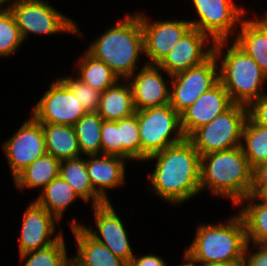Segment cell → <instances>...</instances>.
Wrapping results in <instances>:
<instances>
[{"instance_id":"obj_1","label":"cell","mask_w":267,"mask_h":266,"mask_svg":"<svg viewBox=\"0 0 267 266\" xmlns=\"http://www.w3.org/2000/svg\"><path fill=\"white\" fill-rule=\"evenodd\" d=\"M155 160L150 185L162 200L178 205L200 194V160L195 147L185 139L147 157Z\"/></svg>"},{"instance_id":"obj_2","label":"cell","mask_w":267,"mask_h":266,"mask_svg":"<svg viewBox=\"0 0 267 266\" xmlns=\"http://www.w3.org/2000/svg\"><path fill=\"white\" fill-rule=\"evenodd\" d=\"M253 169L241 146L201 156L200 190L231 199L235 207L250 195Z\"/></svg>"},{"instance_id":"obj_3","label":"cell","mask_w":267,"mask_h":266,"mask_svg":"<svg viewBox=\"0 0 267 266\" xmlns=\"http://www.w3.org/2000/svg\"><path fill=\"white\" fill-rule=\"evenodd\" d=\"M87 51L109 66L119 80L130 78L139 69L137 63L144 54L139 13L125 14L124 19L92 41Z\"/></svg>"},{"instance_id":"obj_4","label":"cell","mask_w":267,"mask_h":266,"mask_svg":"<svg viewBox=\"0 0 267 266\" xmlns=\"http://www.w3.org/2000/svg\"><path fill=\"white\" fill-rule=\"evenodd\" d=\"M227 42L229 40L214 43L213 55L218 61H222L219 65V80L234 104L248 107L266 93L262 88L267 82V75L234 42L230 47ZM225 47L227 51L223 49Z\"/></svg>"},{"instance_id":"obj_5","label":"cell","mask_w":267,"mask_h":266,"mask_svg":"<svg viewBox=\"0 0 267 266\" xmlns=\"http://www.w3.org/2000/svg\"><path fill=\"white\" fill-rule=\"evenodd\" d=\"M246 245V228L238 213L228 218L226 223L200 224L194 240L184 253L199 265L242 262Z\"/></svg>"},{"instance_id":"obj_6","label":"cell","mask_w":267,"mask_h":266,"mask_svg":"<svg viewBox=\"0 0 267 266\" xmlns=\"http://www.w3.org/2000/svg\"><path fill=\"white\" fill-rule=\"evenodd\" d=\"M137 121L140 161L186 139L181 128L180 114L170 104L137 111Z\"/></svg>"},{"instance_id":"obj_7","label":"cell","mask_w":267,"mask_h":266,"mask_svg":"<svg viewBox=\"0 0 267 266\" xmlns=\"http://www.w3.org/2000/svg\"><path fill=\"white\" fill-rule=\"evenodd\" d=\"M247 118V107L234 104L210 123L194 130L186 139L200 156L241 146L242 131Z\"/></svg>"},{"instance_id":"obj_8","label":"cell","mask_w":267,"mask_h":266,"mask_svg":"<svg viewBox=\"0 0 267 266\" xmlns=\"http://www.w3.org/2000/svg\"><path fill=\"white\" fill-rule=\"evenodd\" d=\"M12 11L23 40L28 35H53L68 32L81 35L76 22L59 12L45 0H10Z\"/></svg>"},{"instance_id":"obj_9","label":"cell","mask_w":267,"mask_h":266,"mask_svg":"<svg viewBox=\"0 0 267 266\" xmlns=\"http://www.w3.org/2000/svg\"><path fill=\"white\" fill-rule=\"evenodd\" d=\"M192 3L199 17L190 20L192 28L203 32L214 43L228 41L237 25L245 19V8L233 0H192Z\"/></svg>"},{"instance_id":"obj_10","label":"cell","mask_w":267,"mask_h":266,"mask_svg":"<svg viewBox=\"0 0 267 266\" xmlns=\"http://www.w3.org/2000/svg\"><path fill=\"white\" fill-rule=\"evenodd\" d=\"M219 61L214 55L199 66L171 75L170 106L179 114L219 80Z\"/></svg>"},{"instance_id":"obj_11","label":"cell","mask_w":267,"mask_h":266,"mask_svg":"<svg viewBox=\"0 0 267 266\" xmlns=\"http://www.w3.org/2000/svg\"><path fill=\"white\" fill-rule=\"evenodd\" d=\"M32 117L39 123L73 126L87 112L71 90L60 80L33 107Z\"/></svg>"},{"instance_id":"obj_12","label":"cell","mask_w":267,"mask_h":266,"mask_svg":"<svg viewBox=\"0 0 267 266\" xmlns=\"http://www.w3.org/2000/svg\"><path fill=\"white\" fill-rule=\"evenodd\" d=\"M2 147L11 175L15 178L23 169L47 153L42 124L31 116Z\"/></svg>"},{"instance_id":"obj_13","label":"cell","mask_w":267,"mask_h":266,"mask_svg":"<svg viewBox=\"0 0 267 266\" xmlns=\"http://www.w3.org/2000/svg\"><path fill=\"white\" fill-rule=\"evenodd\" d=\"M96 230L88 228L78 222L70 221V228L82 226L86 232L99 243L105 245L114 255L124 260L127 264L135 255L132 250L128 234L111 202L93 206Z\"/></svg>"},{"instance_id":"obj_14","label":"cell","mask_w":267,"mask_h":266,"mask_svg":"<svg viewBox=\"0 0 267 266\" xmlns=\"http://www.w3.org/2000/svg\"><path fill=\"white\" fill-rule=\"evenodd\" d=\"M144 35V55L147 64H159L175 44L192 28L188 20H161L150 22V18L139 12Z\"/></svg>"},{"instance_id":"obj_15","label":"cell","mask_w":267,"mask_h":266,"mask_svg":"<svg viewBox=\"0 0 267 266\" xmlns=\"http://www.w3.org/2000/svg\"><path fill=\"white\" fill-rule=\"evenodd\" d=\"M209 42H212V45ZM206 44L210 45L209 48ZM213 48L214 42L207 35L191 28L158 65L171 77L173 74L204 63L213 55Z\"/></svg>"},{"instance_id":"obj_16","label":"cell","mask_w":267,"mask_h":266,"mask_svg":"<svg viewBox=\"0 0 267 266\" xmlns=\"http://www.w3.org/2000/svg\"><path fill=\"white\" fill-rule=\"evenodd\" d=\"M28 205L22 219L19 255L49 247L63 236L61 231L55 233L59 221L44 207L34 200Z\"/></svg>"},{"instance_id":"obj_17","label":"cell","mask_w":267,"mask_h":266,"mask_svg":"<svg viewBox=\"0 0 267 266\" xmlns=\"http://www.w3.org/2000/svg\"><path fill=\"white\" fill-rule=\"evenodd\" d=\"M160 70L162 69L157 64L145 63L137 73L127 79L136 111L170 103L171 88L167 86L168 82L165 83Z\"/></svg>"},{"instance_id":"obj_18","label":"cell","mask_w":267,"mask_h":266,"mask_svg":"<svg viewBox=\"0 0 267 266\" xmlns=\"http://www.w3.org/2000/svg\"><path fill=\"white\" fill-rule=\"evenodd\" d=\"M234 105L229 94L219 81L181 114V128L187 138L197 128L210 123L218 115Z\"/></svg>"},{"instance_id":"obj_19","label":"cell","mask_w":267,"mask_h":266,"mask_svg":"<svg viewBox=\"0 0 267 266\" xmlns=\"http://www.w3.org/2000/svg\"><path fill=\"white\" fill-rule=\"evenodd\" d=\"M87 157V172L94 191L105 202H110L106 190L123 187L126 182V159L103 154Z\"/></svg>"},{"instance_id":"obj_20","label":"cell","mask_w":267,"mask_h":266,"mask_svg":"<svg viewBox=\"0 0 267 266\" xmlns=\"http://www.w3.org/2000/svg\"><path fill=\"white\" fill-rule=\"evenodd\" d=\"M77 252L72 258L81 266H128V264L114 255L105 245L92 238L82 226L71 228Z\"/></svg>"},{"instance_id":"obj_21","label":"cell","mask_w":267,"mask_h":266,"mask_svg":"<svg viewBox=\"0 0 267 266\" xmlns=\"http://www.w3.org/2000/svg\"><path fill=\"white\" fill-rule=\"evenodd\" d=\"M124 83H119V82ZM133 96L128 80H118L101 94L97 113L104 121H119L135 114Z\"/></svg>"},{"instance_id":"obj_22","label":"cell","mask_w":267,"mask_h":266,"mask_svg":"<svg viewBox=\"0 0 267 266\" xmlns=\"http://www.w3.org/2000/svg\"><path fill=\"white\" fill-rule=\"evenodd\" d=\"M59 176L72 187L84 202L89 203L88 201L92 199V206L106 203L93 189L85 158L78 157L60 161Z\"/></svg>"},{"instance_id":"obj_23","label":"cell","mask_w":267,"mask_h":266,"mask_svg":"<svg viewBox=\"0 0 267 266\" xmlns=\"http://www.w3.org/2000/svg\"><path fill=\"white\" fill-rule=\"evenodd\" d=\"M45 134L46 152L59 161L78 158L81 151L73 126L41 123Z\"/></svg>"},{"instance_id":"obj_24","label":"cell","mask_w":267,"mask_h":266,"mask_svg":"<svg viewBox=\"0 0 267 266\" xmlns=\"http://www.w3.org/2000/svg\"><path fill=\"white\" fill-rule=\"evenodd\" d=\"M60 161L46 153L23 169L14 179L19 190L25 188H44L59 176Z\"/></svg>"},{"instance_id":"obj_25","label":"cell","mask_w":267,"mask_h":266,"mask_svg":"<svg viewBox=\"0 0 267 266\" xmlns=\"http://www.w3.org/2000/svg\"><path fill=\"white\" fill-rule=\"evenodd\" d=\"M233 42L249 55L267 75V35L252 21L244 19Z\"/></svg>"},{"instance_id":"obj_26","label":"cell","mask_w":267,"mask_h":266,"mask_svg":"<svg viewBox=\"0 0 267 266\" xmlns=\"http://www.w3.org/2000/svg\"><path fill=\"white\" fill-rule=\"evenodd\" d=\"M78 198L79 195L72 187L58 176L41 189V193L34 201L60 221L65 210Z\"/></svg>"},{"instance_id":"obj_27","label":"cell","mask_w":267,"mask_h":266,"mask_svg":"<svg viewBox=\"0 0 267 266\" xmlns=\"http://www.w3.org/2000/svg\"><path fill=\"white\" fill-rule=\"evenodd\" d=\"M246 204V206L241 207ZM240 206L247 242L250 244H267V204L259 202L253 195L247 196L237 206Z\"/></svg>"},{"instance_id":"obj_28","label":"cell","mask_w":267,"mask_h":266,"mask_svg":"<svg viewBox=\"0 0 267 266\" xmlns=\"http://www.w3.org/2000/svg\"><path fill=\"white\" fill-rule=\"evenodd\" d=\"M78 59L77 77L93 89L103 92L119 80L109 66L96 59L87 50Z\"/></svg>"},{"instance_id":"obj_29","label":"cell","mask_w":267,"mask_h":266,"mask_svg":"<svg viewBox=\"0 0 267 266\" xmlns=\"http://www.w3.org/2000/svg\"><path fill=\"white\" fill-rule=\"evenodd\" d=\"M103 118L97 112H87L74 125L81 154H101V129Z\"/></svg>"},{"instance_id":"obj_30","label":"cell","mask_w":267,"mask_h":266,"mask_svg":"<svg viewBox=\"0 0 267 266\" xmlns=\"http://www.w3.org/2000/svg\"><path fill=\"white\" fill-rule=\"evenodd\" d=\"M241 147L252 169L267 162V126L255 124L248 117L242 131Z\"/></svg>"},{"instance_id":"obj_31","label":"cell","mask_w":267,"mask_h":266,"mask_svg":"<svg viewBox=\"0 0 267 266\" xmlns=\"http://www.w3.org/2000/svg\"><path fill=\"white\" fill-rule=\"evenodd\" d=\"M64 235L49 247L20 254L22 266H67L69 261Z\"/></svg>"},{"instance_id":"obj_32","label":"cell","mask_w":267,"mask_h":266,"mask_svg":"<svg viewBox=\"0 0 267 266\" xmlns=\"http://www.w3.org/2000/svg\"><path fill=\"white\" fill-rule=\"evenodd\" d=\"M24 44L17 21L8 8L0 12V57H9Z\"/></svg>"},{"instance_id":"obj_33","label":"cell","mask_w":267,"mask_h":266,"mask_svg":"<svg viewBox=\"0 0 267 266\" xmlns=\"http://www.w3.org/2000/svg\"><path fill=\"white\" fill-rule=\"evenodd\" d=\"M119 129L122 142V158L140 161V135L135 114L119 120Z\"/></svg>"},{"instance_id":"obj_34","label":"cell","mask_w":267,"mask_h":266,"mask_svg":"<svg viewBox=\"0 0 267 266\" xmlns=\"http://www.w3.org/2000/svg\"><path fill=\"white\" fill-rule=\"evenodd\" d=\"M78 98L86 112H97L102 92L93 89L88 86L77 76L71 77V75L59 78Z\"/></svg>"},{"instance_id":"obj_35","label":"cell","mask_w":267,"mask_h":266,"mask_svg":"<svg viewBox=\"0 0 267 266\" xmlns=\"http://www.w3.org/2000/svg\"><path fill=\"white\" fill-rule=\"evenodd\" d=\"M101 154L122 158L119 121H103L101 129Z\"/></svg>"},{"instance_id":"obj_36","label":"cell","mask_w":267,"mask_h":266,"mask_svg":"<svg viewBox=\"0 0 267 266\" xmlns=\"http://www.w3.org/2000/svg\"><path fill=\"white\" fill-rule=\"evenodd\" d=\"M250 246L247 242L241 266H267V244H252V247L257 249L252 253L249 250Z\"/></svg>"},{"instance_id":"obj_37","label":"cell","mask_w":267,"mask_h":266,"mask_svg":"<svg viewBox=\"0 0 267 266\" xmlns=\"http://www.w3.org/2000/svg\"><path fill=\"white\" fill-rule=\"evenodd\" d=\"M247 109L248 117L255 124L267 126V93L253 101Z\"/></svg>"},{"instance_id":"obj_38","label":"cell","mask_w":267,"mask_h":266,"mask_svg":"<svg viewBox=\"0 0 267 266\" xmlns=\"http://www.w3.org/2000/svg\"><path fill=\"white\" fill-rule=\"evenodd\" d=\"M128 266H167L165 261L154 254L143 255V256H133Z\"/></svg>"},{"instance_id":"obj_39","label":"cell","mask_w":267,"mask_h":266,"mask_svg":"<svg viewBox=\"0 0 267 266\" xmlns=\"http://www.w3.org/2000/svg\"><path fill=\"white\" fill-rule=\"evenodd\" d=\"M253 185H267V162L253 169Z\"/></svg>"},{"instance_id":"obj_40","label":"cell","mask_w":267,"mask_h":266,"mask_svg":"<svg viewBox=\"0 0 267 266\" xmlns=\"http://www.w3.org/2000/svg\"><path fill=\"white\" fill-rule=\"evenodd\" d=\"M250 195H253L259 202L267 204V185H253Z\"/></svg>"},{"instance_id":"obj_41","label":"cell","mask_w":267,"mask_h":266,"mask_svg":"<svg viewBox=\"0 0 267 266\" xmlns=\"http://www.w3.org/2000/svg\"><path fill=\"white\" fill-rule=\"evenodd\" d=\"M252 21L267 35V20L263 16Z\"/></svg>"},{"instance_id":"obj_42","label":"cell","mask_w":267,"mask_h":266,"mask_svg":"<svg viewBox=\"0 0 267 266\" xmlns=\"http://www.w3.org/2000/svg\"><path fill=\"white\" fill-rule=\"evenodd\" d=\"M241 262H215L202 264L200 266H241Z\"/></svg>"},{"instance_id":"obj_43","label":"cell","mask_w":267,"mask_h":266,"mask_svg":"<svg viewBox=\"0 0 267 266\" xmlns=\"http://www.w3.org/2000/svg\"><path fill=\"white\" fill-rule=\"evenodd\" d=\"M183 256V261L185 260L186 262L184 261L182 264H179L177 266H200L197 262L193 261L187 254L184 253Z\"/></svg>"},{"instance_id":"obj_44","label":"cell","mask_w":267,"mask_h":266,"mask_svg":"<svg viewBox=\"0 0 267 266\" xmlns=\"http://www.w3.org/2000/svg\"><path fill=\"white\" fill-rule=\"evenodd\" d=\"M9 1L10 0H0V12L4 11L9 8ZM7 4V5H6ZM5 5V7H4ZM2 6V7H1ZM4 7V8H3Z\"/></svg>"},{"instance_id":"obj_45","label":"cell","mask_w":267,"mask_h":266,"mask_svg":"<svg viewBox=\"0 0 267 266\" xmlns=\"http://www.w3.org/2000/svg\"><path fill=\"white\" fill-rule=\"evenodd\" d=\"M67 266H81L72 257L69 258Z\"/></svg>"},{"instance_id":"obj_46","label":"cell","mask_w":267,"mask_h":266,"mask_svg":"<svg viewBox=\"0 0 267 266\" xmlns=\"http://www.w3.org/2000/svg\"><path fill=\"white\" fill-rule=\"evenodd\" d=\"M264 15H265L264 18L267 20V12Z\"/></svg>"}]
</instances>
